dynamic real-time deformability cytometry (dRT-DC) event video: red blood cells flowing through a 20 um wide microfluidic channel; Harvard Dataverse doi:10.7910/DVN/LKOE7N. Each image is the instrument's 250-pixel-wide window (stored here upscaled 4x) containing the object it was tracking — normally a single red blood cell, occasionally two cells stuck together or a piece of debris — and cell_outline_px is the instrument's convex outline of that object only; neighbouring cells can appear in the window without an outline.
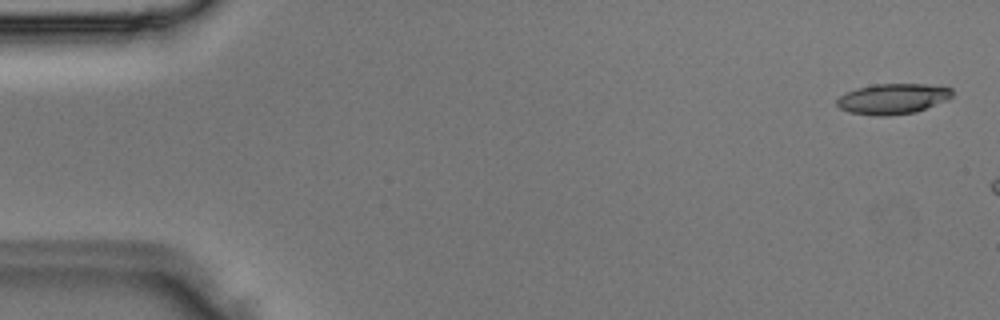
{"species": "Egyptian fruit bat (a non-hibernating species)", "species_latin": "Rousettus aegyptiacus", "temperature_condition": "room temperature", "stored_images_in_passage": 4, "camera_frame_rate_fps": 3000, "um_per_image_px": 0.085, "animal": {"sex": "male"}, "frame": {"image": 1, "passage_image": 1, "time_ms": 0.0, "image_size_px": [1000, 320], "cell_outline_px": [[952, 96], [948, 100], [916, 112], [888, 116], [876, 116], [848, 112], [840, 108], [836, 104], [836, 100], [844, 92], [856, 88], [872, 84], [928, 84], [952, 88]], "centroid_in_image_um": [75.87, 8.4], "position_along_channel_um": 9.1, "area_um2": 20.75}}